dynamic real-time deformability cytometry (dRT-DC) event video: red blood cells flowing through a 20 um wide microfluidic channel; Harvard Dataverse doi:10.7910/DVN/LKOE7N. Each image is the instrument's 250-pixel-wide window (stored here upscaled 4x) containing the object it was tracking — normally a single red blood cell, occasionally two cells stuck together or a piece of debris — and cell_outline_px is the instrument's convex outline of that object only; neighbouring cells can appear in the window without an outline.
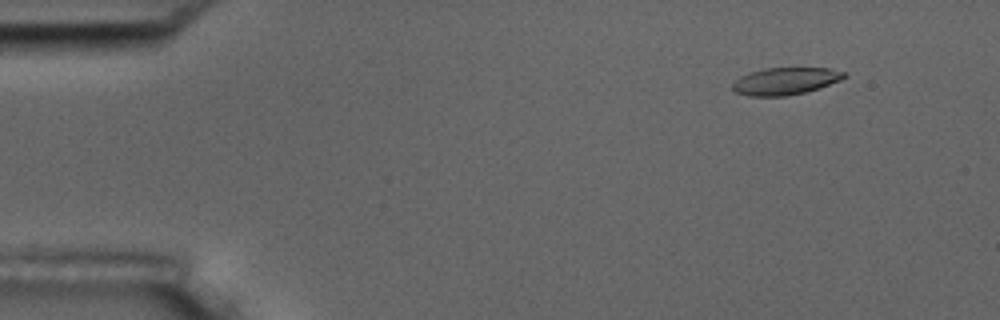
{"species": "common noctule bat (a hibernating species)", "species_latin": "Nyctalus noctula", "temperature_condition": "room temperature", "stored_images_in_passage": 6, "camera_frame_rate_fps": 3000, "um_per_image_px": 0.085, "animal": {"sex": "male", "body_mass_g": 17.5, "forearm_length_mm": 52.3}, "frame": {"image": 1, "passage_image": 2, "time_ms": 0.333, "image_size_px": [1000, 320], "cell_outline_px": [[848, 76], [840, 80], [820, 88], [804, 92], [784, 96], [748, 96], [736, 92], [732, 88], [732, 84], [740, 76], [764, 68], [828, 68], [844, 72]], "centroid_in_image_um": [66.76, 6.89], "position_along_channel_um": 18.2, "area_um2": 17.57}}